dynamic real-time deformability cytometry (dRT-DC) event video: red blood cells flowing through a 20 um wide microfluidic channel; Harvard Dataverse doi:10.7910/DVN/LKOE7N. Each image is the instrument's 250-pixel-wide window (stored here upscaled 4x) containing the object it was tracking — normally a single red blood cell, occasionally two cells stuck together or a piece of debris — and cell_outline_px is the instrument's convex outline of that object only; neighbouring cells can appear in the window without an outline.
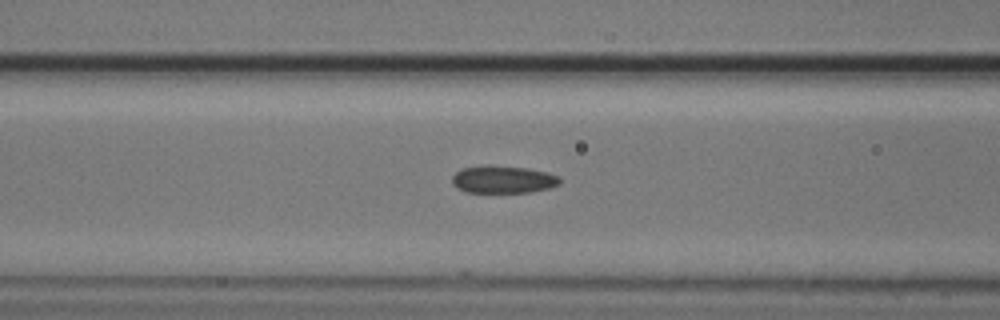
{"species": "common noctule bat (a hibernating species)", "species_latin": "Nyctalus noctula", "temperature_condition": "cold", "stored_images_in_passage": 15, "camera_frame_rate_fps": 3000, "um_per_image_px": 0.085, "animal": {"sex": "male", "body_mass_g": 20.5, "forearm_length_mm": 52.5}, "frame": {"image": 1, "passage_image": 6, "time_ms": 1.667, "image_size_px": [1000, 320], "cell_outline_px": [[560, 184], [548, 188], [532, 192], [464, 192], [456, 188], [452, 184], [452, 176], [460, 168], [488, 164], [528, 168], [548, 172], [560, 176]], "centroid_in_image_um": [42.74, 15.24], "position_along_channel_um": 123.9, "area_um2": 17.63}}